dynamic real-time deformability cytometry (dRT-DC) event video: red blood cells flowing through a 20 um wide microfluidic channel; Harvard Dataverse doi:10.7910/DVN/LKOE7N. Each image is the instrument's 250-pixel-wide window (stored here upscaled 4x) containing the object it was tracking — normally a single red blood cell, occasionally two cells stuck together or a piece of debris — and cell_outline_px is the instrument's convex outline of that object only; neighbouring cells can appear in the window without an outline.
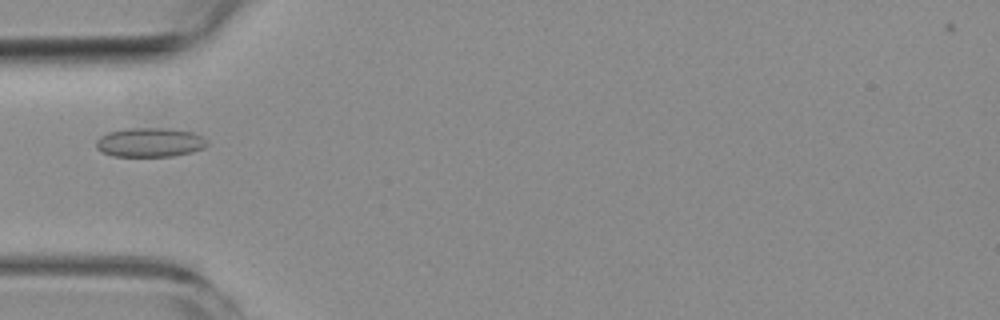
{"species": "common noctule bat (a hibernating species)", "species_latin": "Nyctalus noctula", "temperature_condition": "room temperature", "stored_images_in_passage": 4, "camera_frame_rate_fps": 3000, "um_per_image_px": 0.085, "animal": {"sex": "female", "body_mass_g": 19.3, "forearm_length_mm": 54.1}, "frame": {"image": 1, "passage_image": 4, "time_ms": 4.333, "image_size_px": [1000, 320], "cell_outline_px": [[208, 144], [204, 148], [192, 152], [172, 156], [112, 156], [100, 152], [96, 148], [96, 140], [100, 136], [108, 132], [128, 128], [168, 128], [192, 132], [208, 140]], "centroid_in_image_um": [12.72, 12.1], "position_along_channel_um": 72.3, "area_um2": 19.02}}